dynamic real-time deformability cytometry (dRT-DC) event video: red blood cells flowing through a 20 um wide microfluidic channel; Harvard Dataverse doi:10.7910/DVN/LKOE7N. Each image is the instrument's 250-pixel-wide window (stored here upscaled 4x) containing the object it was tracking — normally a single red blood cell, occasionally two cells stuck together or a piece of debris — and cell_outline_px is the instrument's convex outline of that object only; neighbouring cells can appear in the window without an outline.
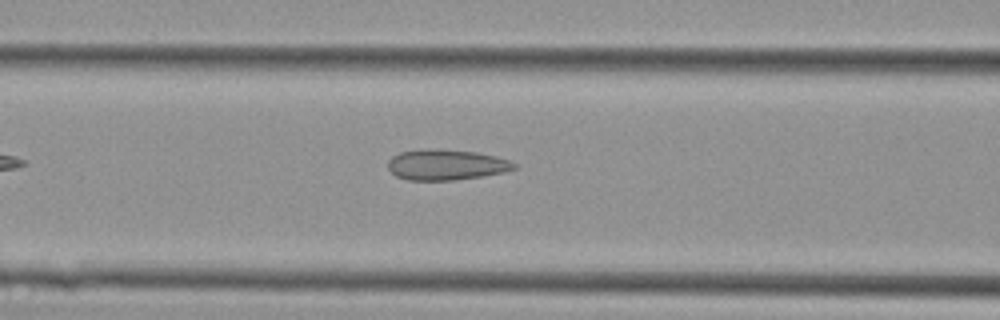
{"species": "Egyptian fruit bat (a non-hibernating species)", "species_latin": "Rousettus aegyptiacus", "temperature_condition": "cold", "stored_images_in_passage": 28, "camera_frame_rate_fps": 3000, "um_per_image_px": 0.085, "animal": {"sex": "female"}, "frame": {"image": 1, "passage_image": 5, "time_ms": 1.333, "image_size_px": [1000, 320], "cell_outline_px": [[516, 168], [504, 172], [456, 180], [408, 180], [396, 176], [388, 168], [388, 160], [392, 156], [400, 152], [420, 148], [476, 152], [496, 156], [508, 160], [516, 164]], "centroid_in_image_um": [37.89, 14.0], "position_along_channel_um": 128.7, "area_um2": 22.43}}
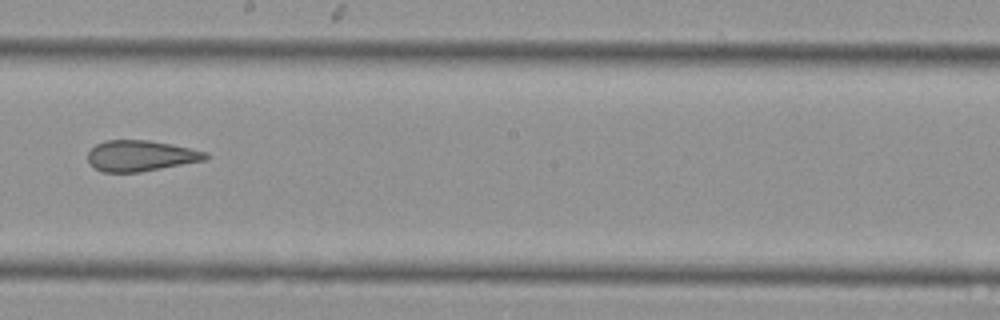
{"frame": {"image": 2, "passage_image": 12, "time_ms": 3.667, "image_size_px": [1000, 320], "cell_outline_px": [[208, 160], [140, 172], [100, 172], [88, 164], [88, 152], [96, 144], [104, 140], [148, 140], [172, 144], [208, 152]], "centroid_in_image_um": [11.95, 13.25], "position_along_channel_um": 236.2, "area_um2": 21.44}}
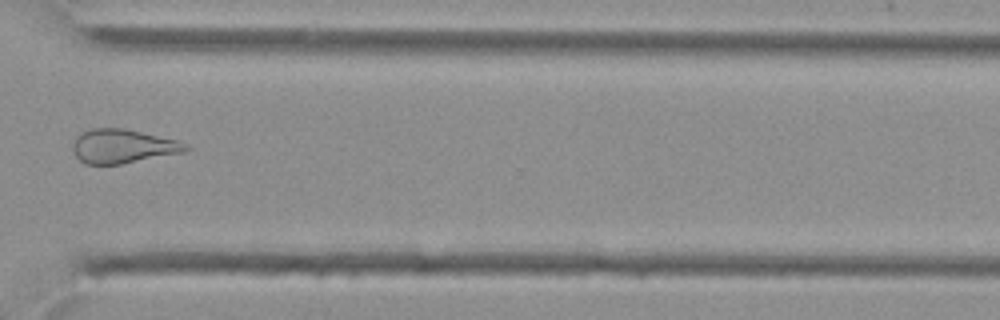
{"frame": {"image": 3, "passage_image": 20, "time_ms": 6.333, "image_size_px": [1000, 320], "cell_outline_px": [[192, 148], [184, 152], [120, 164], [84, 164], [76, 156], [72, 148], [72, 144], [76, 136], [80, 132], [92, 128], [124, 128], [176, 140], [188, 144]], "centroid_in_image_um": [10.42, 12.42], "position_along_channel_um": 360.2, "area_um2": 22.37}}